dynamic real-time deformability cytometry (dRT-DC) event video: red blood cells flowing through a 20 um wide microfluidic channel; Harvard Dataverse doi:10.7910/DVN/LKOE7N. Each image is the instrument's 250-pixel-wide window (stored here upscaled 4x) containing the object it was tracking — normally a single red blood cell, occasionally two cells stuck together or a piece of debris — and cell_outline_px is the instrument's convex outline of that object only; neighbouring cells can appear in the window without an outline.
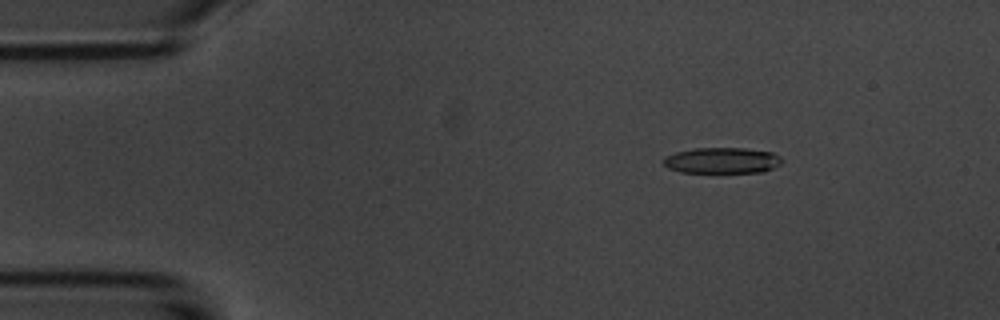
{"species": "common noctule bat (a hibernating species)", "species_latin": "Nyctalus noctula", "temperature_condition": "room temperature", "stored_images_in_passage": 4, "camera_frame_rate_fps": 3000, "um_per_image_px": 0.085, "animal": {"sex": "male", "body_mass_g": 20.1, "forearm_length_mm": 53.5}, "frame": {"image": 1, "passage_image": 3, "time_ms": 2.333, "image_size_px": [1000, 320], "cell_outline_px": [[784, 160], [780, 164], [764, 172], [680, 172], [668, 168], [664, 164], [664, 156], [676, 152], [696, 148], [744, 148], [772, 152], [780, 156]], "centroid_in_image_um": [61.39, 13.64], "position_along_channel_um": 23.6, "area_um2": 17.86}}